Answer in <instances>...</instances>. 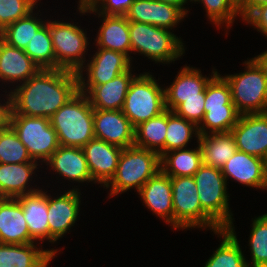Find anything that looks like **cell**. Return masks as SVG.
Masks as SVG:
<instances>
[{"instance_id":"cell-1","label":"cell","mask_w":267,"mask_h":267,"mask_svg":"<svg viewBox=\"0 0 267 267\" xmlns=\"http://www.w3.org/2000/svg\"><path fill=\"white\" fill-rule=\"evenodd\" d=\"M11 89L12 112L26 116H51L78 91L76 72L64 69H40L26 82Z\"/></svg>"},{"instance_id":"cell-2","label":"cell","mask_w":267,"mask_h":267,"mask_svg":"<svg viewBox=\"0 0 267 267\" xmlns=\"http://www.w3.org/2000/svg\"><path fill=\"white\" fill-rule=\"evenodd\" d=\"M93 114L86 94L78 91L50 118L61 146L84 147L95 138Z\"/></svg>"},{"instance_id":"cell-3","label":"cell","mask_w":267,"mask_h":267,"mask_svg":"<svg viewBox=\"0 0 267 267\" xmlns=\"http://www.w3.org/2000/svg\"><path fill=\"white\" fill-rule=\"evenodd\" d=\"M160 170V156L157 152L135 145L123 148L116 172L104 188H111L109 197L131 188H136L138 192Z\"/></svg>"},{"instance_id":"cell-4","label":"cell","mask_w":267,"mask_h":267,"mask_svg":"<svg viewBox=\"0 0 267 267\" xmlns=\"http://www.w3.org/2000/svg\"><path fill=\"white\" fill-rule=\"evenodd\" d=\"M131 53H140L155 63L170 64L185 52L184 43L171 30L129 21Z\"/></svg>"},{"instance_id":"cell-5","label":"cell","mask_w":267,"mask_h":267,"mask_svg":"<svg viewBox=\"0 0 267 267\" xmlns=\"http://www.w3.org/2000/svg\"><path fill=\"white\" fill-rule=\"evenodd\" d=\"M204 111L202 122L198 125L200 135L229 132L241 115L232 102L230 85L220 73L205 88Z\"/></svg>"},{"instance_id":"cell-6","label":"cell","mask_w":267,"mask_h":267,"mask_svg":"<svg viewBox=\"0 0 267 267\" xmlns=\"http://www.w3.org/2000/svg\"><path fill=\"white\" fill-rule=\"evenodd\" d=\"M241 73L223 76L231 88L232 102L242 114L267 113V78L252 58Z\"/></svg>"},{"instance_id":"cell-7","label":"cell","mask_w":267,"mask_h":267,"mask_svg":"<svg viewBox=\"0 0 267 267\" xmlns=\"http://www.w3.org/2000/svg\"><path fill=\"white\" fill-rule=\"evenodd\" d=\"M164 89L147 72L133 78L122 112L134 128L166 110Z\"/></svg>"},{"instance_id":"cell-8","label":"cell","mask_w":267,"mask_h":267,"mask_svg":"<svg viewBox=\"0 0 267 267\" xmlns=\"http://www.w3.org/2000/svg\"><path fill=\"white\" fill-rule=\"evenodd\" d=\"M173 229L222 228L202 209L193 176L171 177Z\"/></svg>"},{"instance_id":"cell-9","label":"cell","mask_w":267,"mask_h":267,"mask_svg":"<svg viewBox=\"0 0 267 267\" xmlns=\"http://www.w3.org/2000/svg\"><path fill=\"white\" fill-rule=\"evenodd\" d=\"M202 209L222 228L233 224L227 182L221 169L202 164L193 175Z\"/></svg>"},{"instance_id":"cell-10","label":"cell","mask_w":267,"mask_h":267,"mask_svg":"<svg viewBox=\"0 0 267 267\" xmlns=\"http://www.w3.org/2000/svg\"><path fill=\"white\" fill-rule=\"evenodd\" d=\"M10 126L25 145L34 161L46 162L60 146L50 119L11 114Z\"/></svg>"},{"instance_id":"cell-11","label":"cell","mask_w":267,"mask_h":267,"mask_svg":"<svg viewBox=\"0 0 267 267\" xmlns=\"http://www.w3.org/2000/svg\"><path fill=\"white\" fill-rule=\"evenodd\" d=\"M46 23L49 25L53 43L56 69L78 73L86 61L84 56L89 45L86 33L74 23L56 20H50Z\"/></svg>"},{"instance_id":"cell-12","label":"cell","mask_w":267,"mask_h":267,"mask_svg":"<svg viewBox=\"0 0 267 267\" xmlns=\"http://www.w3.org/2000/svg\"><path fill=\"white\" fill-rule=\"evenodd\" d=\"M97 50L94 56L91 57L92 59L88 60L89 62L84 64L83 68L77 73L79 85L106 83L119 74L128 71L132 66L131 59L122 52L103 48H98ZM83 71L87 72V77H83Z\"/></svg>"},{"instance_id":"cell-13","label":"cell","mask_w":267,"mask_h":267,"mask_svg":"<svg viewBox=\"0 0 267 267\" xmlns=\"http://www.w3.org/2000/svg\"><path fill=\"white\" fill-rule=\"evenodd\" d=\"M231 132L237 151L264 158L267 152V113L240 115Z\"/></svg>"},{"instance_id":"cell-14","label":"cell","mask_w":267,"mask_h":267,"mask_svg":"<svg viewBox=\"0 0 267 267\" xmlns=\"http://www.w3.org/2000/svg\"><path fill=\"white\" fill-rule=\"evenodd\" d=\"M79 188L67 190L56 198L48 195L49 242L54 243L71 229L80 210Z\"/></svg>"},{"instance_id":"cell-15","label":"cell","mask_w":267,"mask_h":267,"mask_svg":"<svg viewBox=\"0 0 267 267\" xmlns=\"http://www.w3.org/2000/svg\"><path fill=\"white\" fill-rule=\"evenodd\" d=\"M93 127L97 139L122 148L134 145L135 128L122 110L94 109Z\"/></svg>"},{"instance_id":"cell-16","label":"cell","mask_w":267,"mask_h":267,"mask_svg":"<svg viewBox=\"0 0 267 267\" xmlns=\"http://www.w3.org/2000/svg\"><path fill=\"white\" fill-rule=\"evenodd\" d=\"M131 69L100 85H79V91L87 95L93 109L122 110L129 85L135 77Z\"/></svg>"},{"instance_id":"cell-17","label":"cell","mask_w":267,"mask_h":267,"mask_svg":"<svg viewBox=\"0 0 267 267\" xmlns=\"http://www.w3.org/2000/svg\"><path fill=\"white\" fill-rule=\"evenodd\" d=\"M128 21L173 29L184 20L186 13L178 6L159 0H134L125 15Z\"/></svg>"},{"instance_id":"cell-18","label":"cell","mask_w":267,"mask_h":267,"mask_svg":"<svg viewBox=\"0 0 267 267\" xmlns=\"http://www.w3.org/2000/svg\"><path fill=\"white\" fill-rule=\"evenodd\" d=\"M92 179L105 186L114 176L123 148L93 138L82 147Z\"/></svg>"},{"instance_id":"cell-19","label":"cell","mask_w":267,"mask_h":267,"mask_svg":"<svg viewBox=\"0 0 267 267\" xmlns=\"http://www.w3.org/2000/svg\"><path fill=\"white\" fill-rule=\"evenodd\" d=\"M213 70L209 78L195 67L185 65L181 68L173 83L164 89L166 109L173 112L182 103V99L201 98L209 81L218 73Z\"/></svg>"},{"instance_id":"cell-20","label":"cell","mask_w":267,"mask_h":267,"mask_svg":"<svg viewBox=\"0 0 267 267\" xmlns=\"http://www.w3.org/2000/svg\"><path fill=\"white\" fill-rule=\"evenodd\" d=\"M145 206L173 227L171 177L162 170L151 177L137 192Z\"/></svg>"},{"instance_id":"cell-21","label":"cell","mask_w":267,"mask_h":267,"mask_svg":"<svg viewBox=\"0 0 267 267\" xmlns=\"http://www.w3.org/2000/svg\"><path fill=\"white\" fill-rule=\"evenodd\" d=\"M226 182L229 177L252 188L267 190V174L263 159L237 151L221 169Z\"/></svg>"},{"instance_id":"cell-22","label":"cell","mask_w":267,"mask_h":267,"mask_svg":"<svg viewBox=\"0 0 267 267\" xmlns=\"http://www.w3.org/2000/svg\"><path fill=\"white\" fill-rule=\"evenodd\" d=\"M0 243H36L30 237L23 209L16 198H0Z\"/></svg>"},{"instance_id":"cell-23","label":"cell","mask_w":267,"mask_h":267,"mask_svg":"<svg viewBox=\"0 0 267 267\" xmlns=\"http://www.w3.org/2000/svg\"><path fill=\"white\" fill-rule=\"evenodd\" d=\"M53 171L66 180L96 183L90 174L86 157L82 148L71 146H59L58 149L46 161Z\"/></svg>"},{"instance_id":"cell-24","label":"cell","mask_w":267,"mask_h":267,"mask_svg":"<svg viewBox=\"0 0 267 267\" xmlns=\"http://www.w3.org/2000/svg\"><path fill=\"white\" fill-rule=\"evenodd\" d=\"M40 67L24 52L0 38V79L4 82H26ZM1 81V80H0Z\"/></svg>"},{"instance_id":"cell-25","label":"cell","mask_w":267,"mask_h":267,"mask_svg":"<svg viewBox=\"0 0 267 267\" xmlns=\"http://www.w3.org/2000/svg\"><path fill=\"white\" fill-rule=\"evenodd\" d=\"M37 247V243H0V267H47L56 257L58 249L43 250Z\"/></svg>"},{"instance_id":"cell-26","label":"cell","mask_w":267,"mask_h":267,"mask_svg":"<svg viewBox=\"0 0 267 267\" xmlns=\"http://www.w3.org/2000/svg\"><path fill=\"white\" fill-rule=\"evenodd\" d=\"M20 203L30 237L34 241L49 240L48 194L42 189L16 198Z\"/></svg>"},{"instance_id":"cell-27","label":"cell","mask_w":267,"mask_h":267,"mask_svg":"<svg viewBox=\"0 0 267 267\" xmlns=\"http://www.w3.org/2000/svg\"><path fill=\"white\" fill-rule=\"evenodd\" d=\"M37 166V163H0V198H17L39 191L40 188H29L28 185L32 181L34 170L38 169Z\"/></svg>"},{"instance_id":"cell-28","label":"cell","mask_w":267,"mask_h":267,"mask_svg":"<svg viewBox=\"0 0 267 267\" xmlns=\"http://www.w3.org/2000/svg\"><path fill=\"white\" fill-rule=\"evenodd\" d=\"M100 16L103 19L95 39L97 47L122 52L131 59L129 21L126 16L98 14Z\"/></svg>"},{"instance_id":"cell-29","label":"cell","mask_w":267,"mask_h":267,"mask_svg":"<svg viewBox=\"0 0 267 267\" xmlns=\"http://www.w3.org/2000/svg\"><path fill=\"white\" fill-rule=\"evenodd\" d=\"M197 142L201 149L202 163L219 169L237 152L231 131L200 135Z\"/></svg>"},{"instance_id":"cell-30","label":"cell","mask_w":267,"mask_h":267,"mask_svg":"<svg viewBox=\"0 0 267 267\" xmlns=\"http://www.w3.org/2000/svg\"><path fill=\"white\" fill-rule=\"evenodd\" d=\"M234 227L231 225L228 229L214 232L222 237V242L204 267H251L240 248Z\"/></svg>"},{"instance_id":"cell-31","label":"cell","mask_w":267,"mask_h":267,"mask_svg":"<svg viewBox=\"0 0 267 267\" xmlns=\"http://www.w3.org/2000/svg\"><path fill=\"white\" fill-rule=\"evenodd\" d=\"M161 170L170 177L193 176L201 167L202 155L198 145L194 149H177L160 158Z\"/></svg>"},{"instance_id":"cell-32","label":"cell","mask_w":267,"mask_h":267,"mask_svg":"<svg viewBox=\"0 0 267 267\" xmlns=\"http://www.w3.org/2000/svg\"><path fill=\"white\" fill-rule=\"evenodd\" d=\"M167 109L135 127L134 145L155 151L160 158L165 154Z\"/></svg>"},{"instance_id":"cell-33","label":"cell","mask_w":267,"mask_h":267,"mask_svg":"<svg viewBox=\"0 0 267 267\" xmlns=\"http://www.w3.org/2000/svg\"><path fill=\"white\" fill-rule=\"evenodd\" d=\"M192 135L194 137L196 135L198 140L200 137L198 126L167 109L165 153L186 148L190 140L193 139Z\"/></svg>"},{"instance_id":"cell-34","label":"cell","mask_w":267,"mask_h":267,"mask_svg":"<svg viewBox=\"0 0 267 267\" xmlns=\"http://www.w3.org/2000/svg\"><path fill=\"white\" fill-rule=\"evenodd\" d=\"M33 11L26 17L13 22L0 32V38L11 46L25 50L35 33L46 23Z\"/></svg>"},{"instance_id":"cell-35","label":"cell","mask_w":267,"mask_h":267,"mask_svg":"<svg viewBox=\"0 0 267 267\" xmlns=\"http://www.w3.org/2000/svg\"><path fill=\"white\" fill-rule=\"evenodd\" d=\"M24 52L40 69H56V57L47 23L35 33Z\"/></svg>"},{"instance_id":"cell-36","label":"cell","mask_w":267,"mask_h":267,"mask_svg":"<svg viewBox=\"0 0 267 267\" xmlns=\"http://www.w3.org/2000/svg\"><path fill=\"white\" fill-rule=\"evenodd\" d=\"M0 163H38L31 158L27 148L10 125L0 131Z\"/></svg>"},{"instance_id":"cell-37","label":"cell","mask_w":267,"mask_h":267,"mask_svg":"<svg viewBox=\"0 0 267 267\" xmlns=\"http://www.w3.org/2000/svg\"><path fill=\"white\" fill-rule=\"evenodd\" d=\"M249 247L252 267H267V213L252 221Z\"/></svg>"},{"instance_id":"cell-38","label":"cell","mask_w":267,"mask_h":267,"mask_svg":"<svg viewBox=\"0 0 267 267\" xmlns=\"http://www.w3.org/2000/svg\"><path fill=\"white\" fill-rule=\"evenodd\" d=\"M192 2L203 3L207 18L219 29L222 24L224 26V23L229 29L236 17L240 16L238 0H193Z\"/></svg>"},{"instance_id":"cell-39","label":"cell","mask_w":267,"mask_h":267,"mask_svg":"<svg viewBox=\"0 0 267 267\" xmlns=\"http://www.w3.org/2000/svg\"><path fill=\"white\" fill-rule=\"evenodd\" d=\"M134 0H79V13L125 16ZM101 4V5H100Z\"/></svg>"},{"instance_id":"cell-40","label":"cell","mask_w":267,"mask_h":267,"mask_svg":"<svg viewBox=\"0 0 267 267\" xmlns=\"http://www.w3.org/2000/svg\"><path fill=\"white\" fill-rule=\"evenodd\" d=\"M39 0H0V32L8 25L28 16Z\"/></svg>"},{"instance_id":"cell-41","label":"cell","mask_w":267,"mask_h":267,"mask_svg":"<svg viewBox=\"0 0 267 267\" xmlns=\"http://www.w3.org/2000/svg\"><path fill=\"white\" fill-rule=\"evenodd\" d=\"M204 104L205 90L201 93V98L182 99V103L173 112L198 126L204 117Z\"/></svg>"},{"instance_id":"cell-42","label":"cell","mask_w":267,"mask_h":267,"mask_svg":"<svg viewBox=\"0 0 267 267\" xmlns=\"http://www.w3.org/2000/svg\"><path fill=\"white\" fill-rule=\"evenodd\" d=\"M267 37V4L255 8L244 20Z\"/></svg>"},{"instance_id":"cell-43","label":"cell","mask_w":267,"mask_h":267,"mask_svg":"<svg viewBox=\"0 0 267 267\" xmlns=\"http://www.w3.org/2000/svg\"><path fill=\"white\" fill-rule=\"evenodd\" d=\"M9 94V95H8ZM6 94L7 101L4 99V104L0 103V131L6 129L10 125V117L12 112V98L11 94L8 91Z\"/></svg>"},{"instance_id":"cell-44","label":"cell","mask_w":267,"mask_h":267,"mask_svg":"<svg viewBox=\"0 0 267 267\" xmlns=\"http://www.w3.org/2000/svg\"><path fill=\"white\" fill-rule=\"evenodd\" d=\"M267 4V0H238V10L241 21L244 20L255 8Z\"/></svg>"},{"instance_id":"cell-45","label":"cell","mask_w":267,"mask_h":267,"mask_svg":"<svg viewBox=\"0 0 267 267\" xmlns=\"http://www.w3.org/2000/svg\"><path fill=\"white\" fill-rule=\"evenodd\" d=\"M257 64L262 68L266 78H267V50L260 55L253 58Z\"/></svg>"},{"instance_id":"cell-46","label":"cell","mask_w":267,"mask_h":267,"mask_svg":"<svg viewBox=\"0 0 267 267\" xmlns=\"http://www.w3.org/2000/svg\"><path fill=\"white\" fill-rule=\"evenodd\" d=\"M159 1L176 5L180 7L186 14L188 13V10L185 9L186 7H184L183 5H185V3H188L187 1L189 0H159Z\"/></svg>"},{"instance_id":"cell-47","label":"cell","mask_w":267,"mask_h":267,"mask_svg":"<svg viewBox=\"0 0 267 267\" xmlns=\"http://www.w3.org/2000/svg\"><path fill=\"white\" fill-rule=\"evenodd\" d=\"M263 163H264L265 172L267 174V152H266V154H265V156L263 158Z\"/></svg>"}]
</instances>
